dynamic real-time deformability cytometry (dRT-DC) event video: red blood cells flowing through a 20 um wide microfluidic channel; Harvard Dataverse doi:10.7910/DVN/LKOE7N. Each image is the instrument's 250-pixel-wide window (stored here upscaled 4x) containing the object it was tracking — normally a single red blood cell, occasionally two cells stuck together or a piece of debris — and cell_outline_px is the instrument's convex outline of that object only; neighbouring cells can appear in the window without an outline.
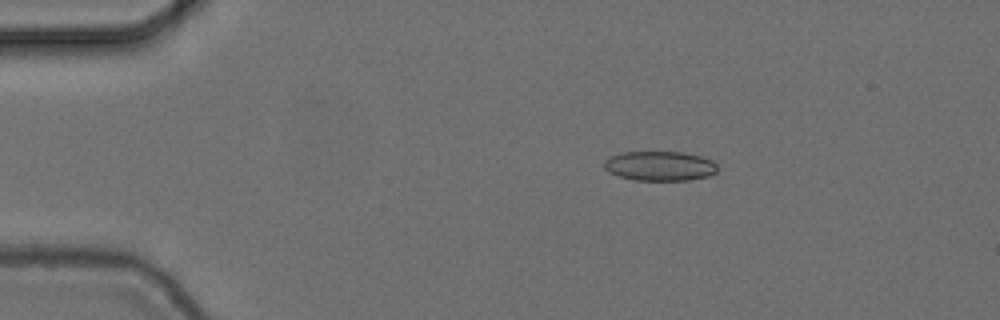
{"species": "common noctule bat (a hibernating species)", "species_latin": "Nyctalus noctula", "temperature_condition": "cold", "stored_images_in_passage": 55, "camera_frame_rate_fps": 3000, "um_per_image_px": 0.085, "animal": {"sex": "female", "body_mass_g": 24.6, "forearm_length_mm": 56.2}, "frame": {"image": 1, "passage_image": 10, "time_ms": 3.0, "image_size_px": [1000, 320], "cell_outline_px": [[716, 172], [708, 176], [688, 180], [632, 180], [608, 172], [604, 168], [604, 160], [620, 152], [684, 152], [700, 156], [712, 160], [716, 164]], "centroid_in_image_um": [56.06, 14.1], "position_along_channel_um": 28.9, "area_um2": 19.54}}
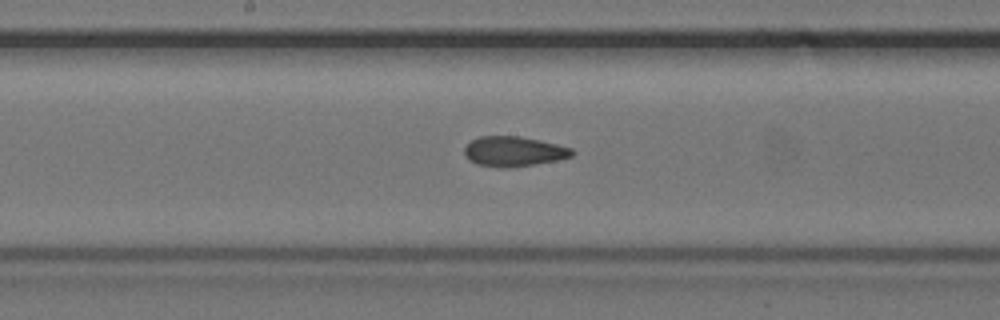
{"frame": {"image": 2, "passage_image": 29, "time_ms": 9.333, "image_size_px": [1000, 320], "cell_outline_px": [[576, 152], [572, 156], [556, 160], [508, 168], [504, 168], [476, 164], [468, 160], [464, 156], [464, 148], [472, 140], [480, 136], [520, 136], [540, 140], [572, 148]], "centroid_in_image_um": [43.65, 12.87], "position_along_channel_um": 204.6, "area_um2": 18.79}}
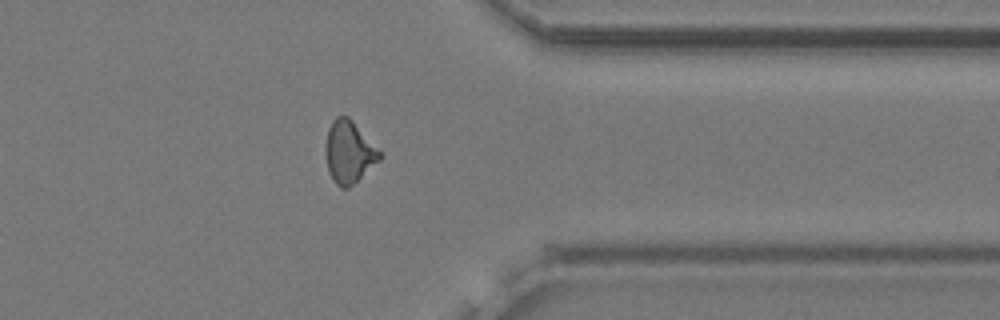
{"frame": {"image": 3, "passage_image": 44, "time_ms": 14.333, "image_size_px": [1000, 320], "cell_outline_px": [[380, 160], [348, 188], [340, 188], [336, 184], [328, 172], [324, 152], [324, 148], [328, 128], [332, 120], [336, 116], [348, 116], [352, 120], [380, 152]], "centroid_in_image_um": [29.6, 12.92], "position_along_channel_um": 381.8, "area_um2": 19.48}, "authors_computed_cell_mechanics": {"area_um2": 19.2474, "velocity_mm_per_s": 3.732, "shape_relaxation_time_tau1_ms": null, "shape_relaxation_time_tau2_ms": 2.448, "deformation_change_tau1": null, "deformation_change_tau2": 0.0907}}